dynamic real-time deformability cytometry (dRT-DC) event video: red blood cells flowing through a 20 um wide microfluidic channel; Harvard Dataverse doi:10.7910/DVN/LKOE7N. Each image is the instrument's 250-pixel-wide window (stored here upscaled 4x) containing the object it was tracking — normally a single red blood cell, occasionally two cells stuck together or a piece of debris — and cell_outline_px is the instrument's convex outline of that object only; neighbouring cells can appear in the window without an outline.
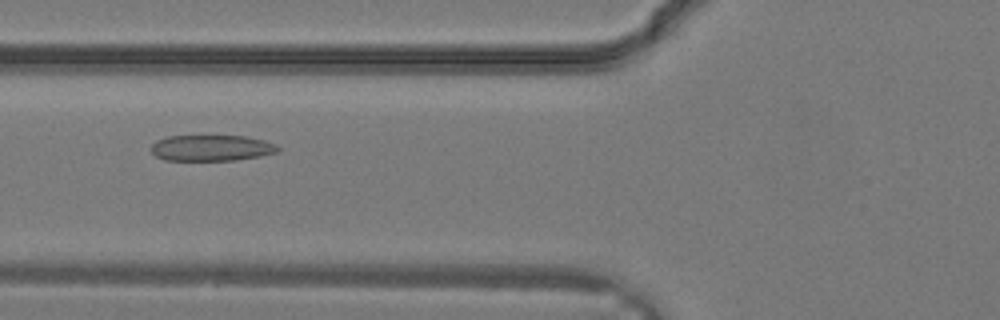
{"species": "common noctule bat (a hibernating species)", "species_latin": "Nyctalus noctula", "temperature_condition": "warm", "stored_images_in_passage": 25, "camera_frame_rate_fps": 3000, "um_per_image_px": 0.085, "animal": {"sex": "male", "body_mass_g": 19.2, "forearm_length_mm": 51.8}, "frame": {"image": 1, "passage_image": 5, "time_ms": 1.333, "image_size_px": [1000, 320], "cell_outline_px": [[280, 148], [276, 152], [260, 156], [236, 160], [164, 160], [156, 156], [152, 152], [152, 144], [156, 140], [168, 136], [244, 136], [264, 140], [276, 144]], "centroid_in_image_um": [17.97, 12.57], "position_along_channel_um": 107.8, "area_um2": 19.13}}
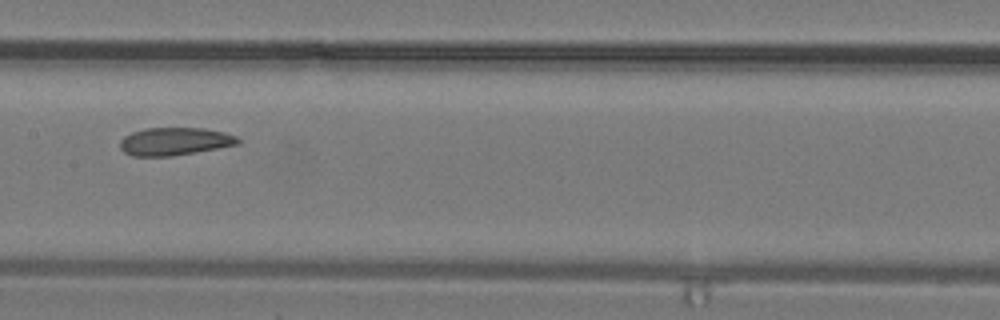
{"frame": {"image": 2, "passage_image": 9, "time_ms": 2.667, "image_size_px": [1000, 320], "cell_outline_px": [[240, 144], [172, 156], [132, 156], [124, 152], [120, 148], [120, 140], [124, 136], [132, 132], [144, 128], [204, 128], [224, 132], [236, 136], [240, 140]], "centroid_in_image_um": [14.83, 12.02], "position_along_channel_um": 192.6, "area_um2": 19.13}}
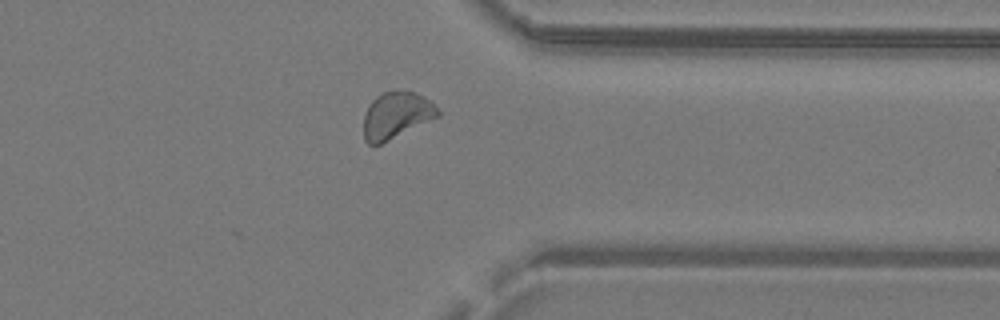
{"frame": {"image": 3, "passage_image": 18, "time_ms": 5.667, "image_size_px": [1000, 320], "cell_outline_px": [[440, 116], [380, 144], [368, 144], [364, 140], [364, 116], [368, 104], [376, 96], [384, 92], [396, 88], [416, 92], [424, 96], [440, 112]], "centroid_in_image_um": [33.67, 9.76], "position_along_channel_um": 377.7, "area_um2": 20.29}}